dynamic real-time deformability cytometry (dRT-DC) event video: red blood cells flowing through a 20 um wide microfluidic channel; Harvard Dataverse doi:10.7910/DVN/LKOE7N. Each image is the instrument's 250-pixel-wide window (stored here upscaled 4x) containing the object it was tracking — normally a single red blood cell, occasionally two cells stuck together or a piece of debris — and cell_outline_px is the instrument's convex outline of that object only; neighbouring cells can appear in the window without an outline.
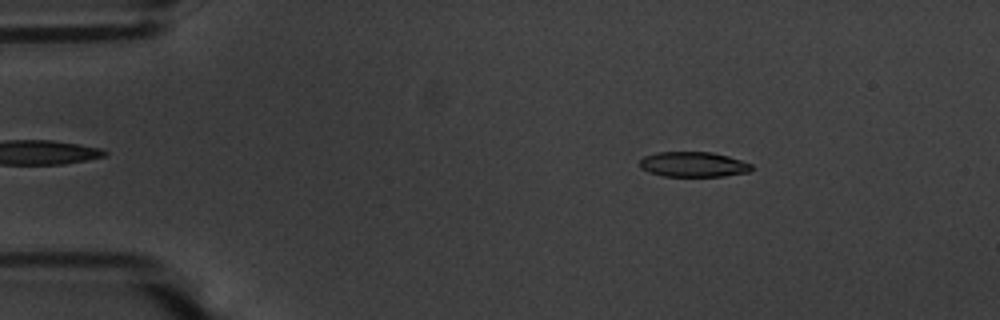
{"species": "common noctule bat (a hibernating species)", "species_latin": "Nyctalus noctula", "temperature_condition": "warm", "stored_images_in_passage": 54, "camera_frame_rate_fps": 3000, "um_per_image_px": 0.085, "animal": {"sex": "male", "body_mass_g": 20.1, "forearm_length_mm": 53.5}, "frame": {"image": 1, "passage_image": 8, "time_ms": 2.333, "image_size_px": [1000, 320], "cell_outline_px": [[752, 168], [748, 172], [724, 176], [664, 176], [648, 172], [640, 168], [640, 160], [644, 156], [656, 152], [712, 152], [728, 156], [752, 164]], "centroid_in_image_um": [58.91, 13.97], "position_along_channel_um": 26.1, "area_um2": 16.36}}
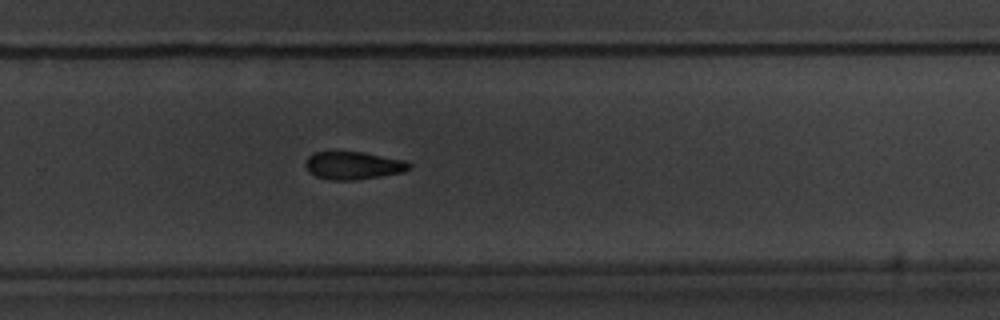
{"frame": {"image": 2, "passage_image": 36, "time_ms": 11.667, "image_size_px": [1000, 320], "cell_outline_px": [[412, 164], [404, 172], [356, 180], [328, 180], [316, 176], [308, 172], [304, 164], [308, 156], [312, 152], [364, 152], [404, 160]], "centroid_in_image_um": [29.99, 14.07], "position_along_channel_um": 299.8, "area_um2": 16.88}}
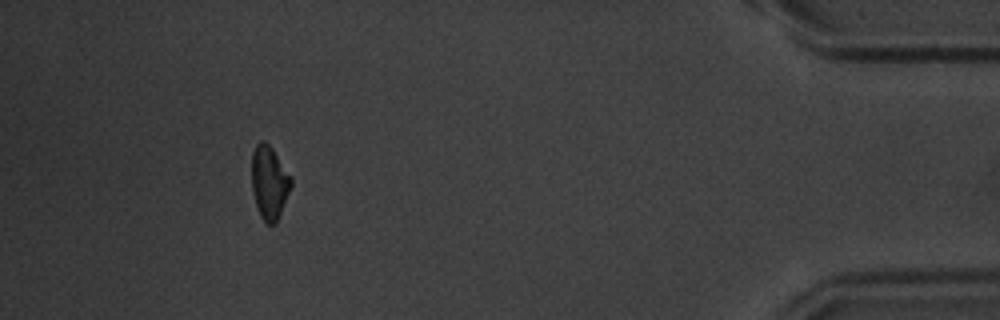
{"frame": {"image": 3, "passage_image": 50, "time_ms": 16.333, "image_size_px": [1000, 320], "cell_outline_px": [[292, 184], [276, 224], [268, 224], [260, 216], [252, 192], [252, 152], [256, 144], [260, 140], [264, 140], [272, 148], [292, 180]], "centroid_in_image_um": [22.87, 15.51], "position_along_channel_um": 412.3, "area_um2": 16.59}, "authors_computed_cell_mechanics": {"area_um2": 17.1955, "velocity_mm_per_s": 3.6544, "shape_relaxation_time_tau1_ms": 3.1193, "shape_relaxation_time_tau2_ms": null, "deformation_change_tau1": 0.1265, "deformation_change_tau2": null}}